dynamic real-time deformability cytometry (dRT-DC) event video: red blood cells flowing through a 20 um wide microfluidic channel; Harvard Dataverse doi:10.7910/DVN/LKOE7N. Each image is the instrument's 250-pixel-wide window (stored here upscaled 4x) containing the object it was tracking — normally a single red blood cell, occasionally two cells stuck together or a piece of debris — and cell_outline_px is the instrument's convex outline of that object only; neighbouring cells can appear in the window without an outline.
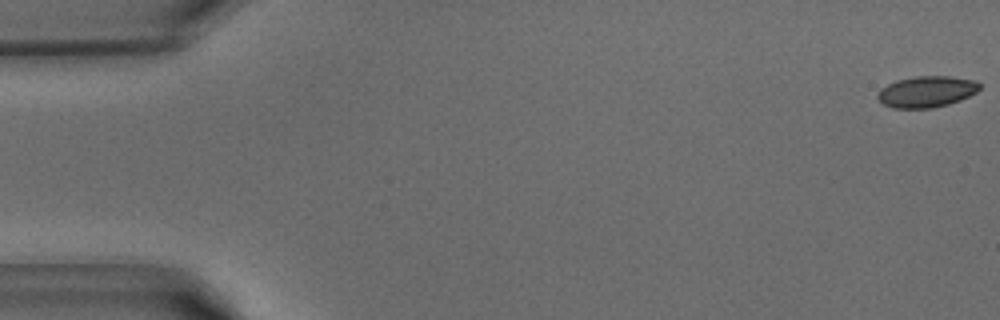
{"species": "common noctule bat (a hibernating species)", "species_latin": "Nyctalus noctula", "temperature_condition": "warm", "stored_images_in_passage": 15, "camera_frame_rate_fps": 3000, "um_per_image_px": 0.085, "animal": {"sex": "male", "body_mass_g": 15.6}, "frame": {"image": 1, "passage_image": 1, "time_ms": 0.0, "image_size_px": [1000, 320], "cell_outline_px": [[980, 88], [976, 92], [960, 100], [948, 104], [932, 108], [892, 108], [884, 104], [876, 96], [888, 84], [896, 80], [916, 76], [948, 76], [976, 80], [980, 84]], "centroid_in_image_um": [78.79, 7.79], "position_along_channel_um": 6.2, "area_um2": 18.38}}
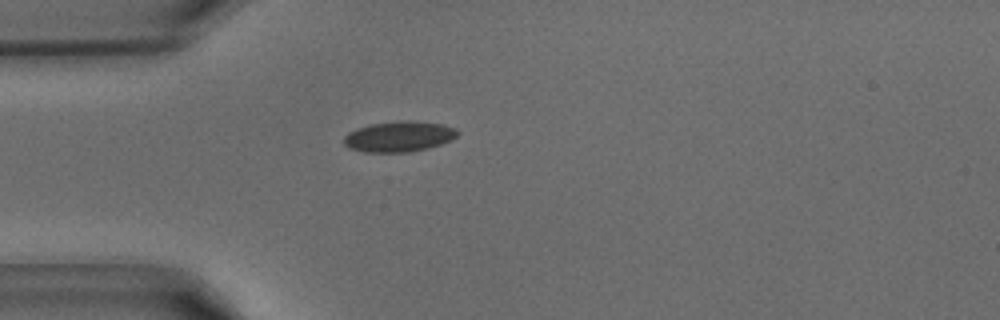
{"frame": {"image": 2, "passage_image": 12, "time_ms": 3.667, "image_size_px": [1000, 320], "cell_outline_px": [[460, 132], [456, 136], [440, 144], [428, 148], [408, 152], [364, 152], [352, 148], [344, 144], [344, 136], [348, 132], [356, 128], [372, 124], [400, 120], [408, 120], [440, 124], [456, 128]], "centroid_in_image_um": [33.9, 11.6], "position_along_channel_um": 51.1, "area_um2": 20.06}}